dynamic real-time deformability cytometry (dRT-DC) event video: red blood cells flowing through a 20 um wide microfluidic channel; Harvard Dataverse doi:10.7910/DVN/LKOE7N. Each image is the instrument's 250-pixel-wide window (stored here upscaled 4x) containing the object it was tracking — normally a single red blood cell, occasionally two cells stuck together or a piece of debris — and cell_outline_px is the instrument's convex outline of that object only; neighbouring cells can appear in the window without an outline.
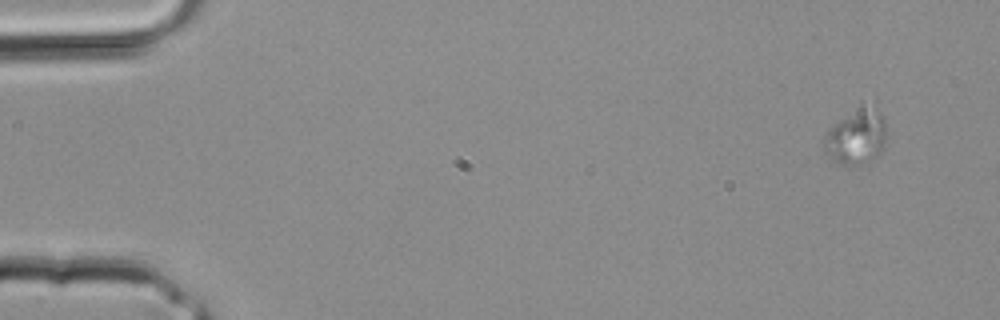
{"species": "common noctule bat (a hibernating species)", "species_latin": "Nyctalus noctula", "temperature_condition": "room temperature", "stored_images_in_passage": 3, "camera_frame_rate_fps": 3000, "um_per_image_px": 0.085, "animal": {"sex": "male", "body_mass_g": 20.4}, "frame": {"image": 1, "passage_image": 1, "time_ms": 0.0, "image_size_px": [1000, 320], "cell_outline_px": [[884, 148], [876, 156], [852, 164], [840, 164], [824, 152], [820, 140], [840, 120], [860, 104], [880, 112], [884, 116]], "centroid_in_image_um": [72.74, 11.6], "position_along_channel_um": 12.3, "area_um2": 19.36}}